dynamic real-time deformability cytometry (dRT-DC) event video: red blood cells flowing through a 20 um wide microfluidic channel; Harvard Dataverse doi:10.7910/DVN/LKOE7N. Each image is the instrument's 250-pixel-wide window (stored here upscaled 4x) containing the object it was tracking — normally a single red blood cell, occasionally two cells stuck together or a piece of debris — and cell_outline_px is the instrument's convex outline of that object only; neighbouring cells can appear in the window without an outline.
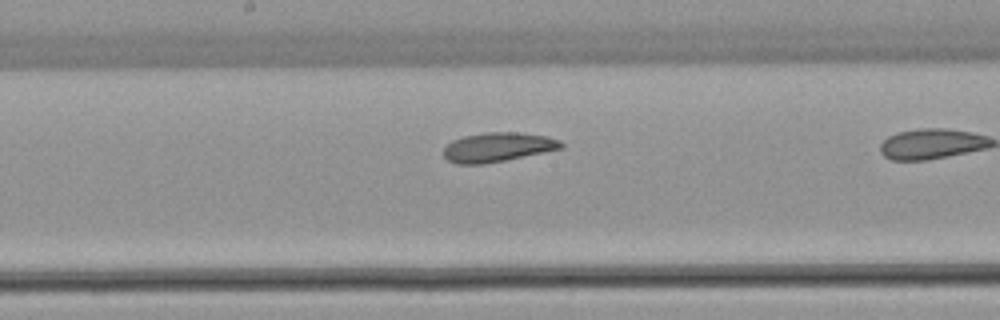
{"species": "common noctule bat (a hibernating species)", "species_latin": "Nyctalus noctula", "temperature_condition": "warm", "stored_images_in_passage": 28, "camera_frame_rate_fps": 3000, "um_per_image_px": 0.085, "animal": {"sex": "female", "body_mass_g": 22.7, "forearm_length_mm": 54.2}, "frame": {"image": 1, "passage_image": 20, "time_ms": 6.333, "image_size_px": [1000, 320], "cell_outline_px": [[564, 148], [484, 164], [456, 164], [448, 160], [444, 156], [444, 148], [452, 140], [464, 136], [484, 132], [520, 132], [548, 136], [560, 140], [564, 144]], "centroid_in_image_um": [42.32, 12.5], "position_along_channel_um": 205.9, "area_um2": 20.11}}